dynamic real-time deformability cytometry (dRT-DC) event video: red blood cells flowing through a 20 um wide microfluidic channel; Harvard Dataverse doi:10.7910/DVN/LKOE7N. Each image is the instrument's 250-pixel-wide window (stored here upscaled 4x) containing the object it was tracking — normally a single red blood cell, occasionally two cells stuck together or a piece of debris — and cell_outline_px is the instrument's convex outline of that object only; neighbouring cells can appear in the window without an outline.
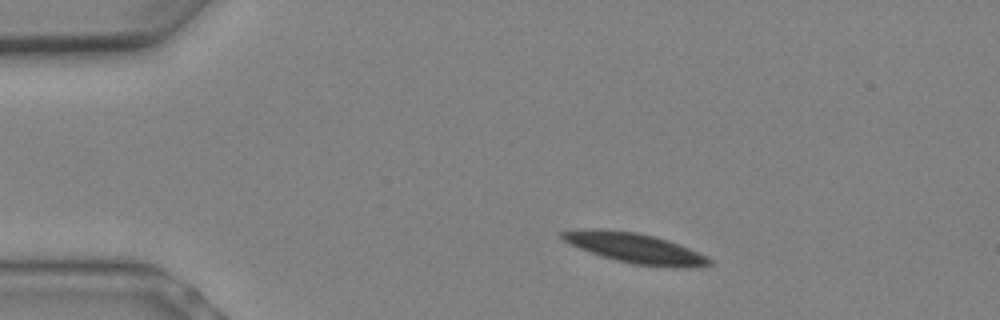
{"species": "Egyptian fruit bat (a non-hibernating species)", "species_latin": "Rousettus aegyptiacus", "temperature_condition": "warm", "stored_images_in_passage": 6, "camera_frame_rate_fps": 3000, "um_per_image_px": 0.085, "animal": {"sex": "female"}, "frame": {"image": 1, "passage_image": 2, "time_ms": 0.333, "image_size_px": [1000, 320], "cell_outline_px": [[712, 264], [632, 264], [616, 260], [580, 248], [564, 240], [560, 236], [560, 232], [596, 228], [636, 232], [668, 240], [680, 244], [708, 256], [712, 260]], "centroid_in_image_um": [53.88, 21.02], "position_along_channel_um": 31.1, "area_um2": 24.16}}
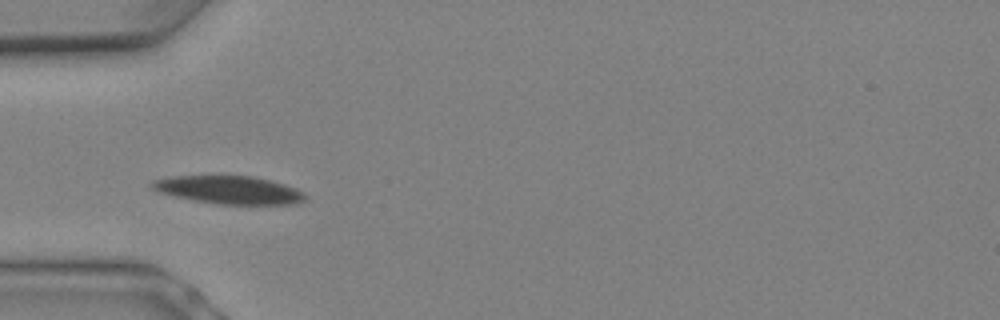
{"frame": {"image": 2, "passage_image": 5, "time_ms": 1.333, "image_size_px": [1000, 320], "cell_outline_px": [[308, 196], [304, 200], [296, 204], [216, 204], [192, 200], [172, 196], [156, 192], [148, 184], [152, 180], [172, 176], [220, 172], [252, 176], [272, 180], [296, 188], [304, 192]], "centroid_in_image_um": [19.39, 16.09], "position_along_channel_um": 65.6, "area_um2": 26.47}}